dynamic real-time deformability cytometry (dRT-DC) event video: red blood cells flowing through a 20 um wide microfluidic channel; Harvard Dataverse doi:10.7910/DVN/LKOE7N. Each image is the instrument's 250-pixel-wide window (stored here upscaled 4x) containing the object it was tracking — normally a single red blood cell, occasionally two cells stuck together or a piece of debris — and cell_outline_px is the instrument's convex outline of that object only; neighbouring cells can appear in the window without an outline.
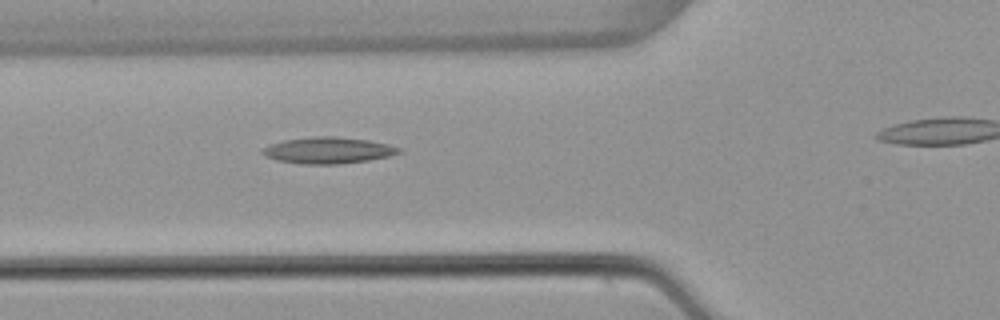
{"species": "common noctule bat (a hibernating species)", "species_latin": "Nyctalus noctula", "temperature_condition": "warm", "stored_images_in_passage": 30, "camera_frame_rate_fps": 3000, "um_per_image_px": 0.085, "animal": {"sex": "female", "body_mass_g": 22.7, "forearm_length_mm": 54.2}, "frame": {"image": 1, "passage_image": 9, "time_ms": 2.667, "image_size_px": [1000, 320], "cell_outline_px": [[404, 152], [388, 156], [368, 160], [340, 164], [300, 164], [276, 160], [264, 156], [260, 152], [260, 148], [284, 140], [316, 136], [336, 136], [368, 140], [388, 144], [400, 148]], "centroid_in_image_um": [27.86, 12.78], "position_along_channel_um": 97.9, "area_um2": 21.1}}
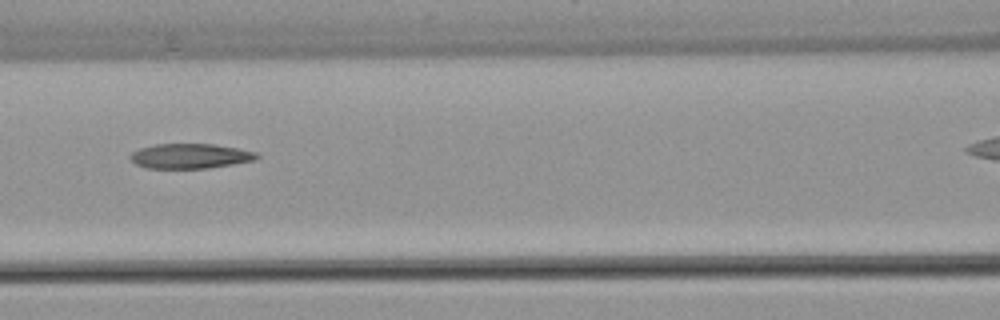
{"frame": {"image": 2, "passage_image": 13, "time_ms": 4.0, "image_size_px": [1000, 320], "cell_outline_px": [[260, 156], [256, 160], [208, 168], [148, 168], [136, 164], [128, 156], [132, 152], [140, 148], [156, 144], [212, 144], [236, 148], [256, 152]], "centroid_in_image_um": [16.16, 13.26], "position_along_channel_um": 150.4, "area_um2": 18.21}}